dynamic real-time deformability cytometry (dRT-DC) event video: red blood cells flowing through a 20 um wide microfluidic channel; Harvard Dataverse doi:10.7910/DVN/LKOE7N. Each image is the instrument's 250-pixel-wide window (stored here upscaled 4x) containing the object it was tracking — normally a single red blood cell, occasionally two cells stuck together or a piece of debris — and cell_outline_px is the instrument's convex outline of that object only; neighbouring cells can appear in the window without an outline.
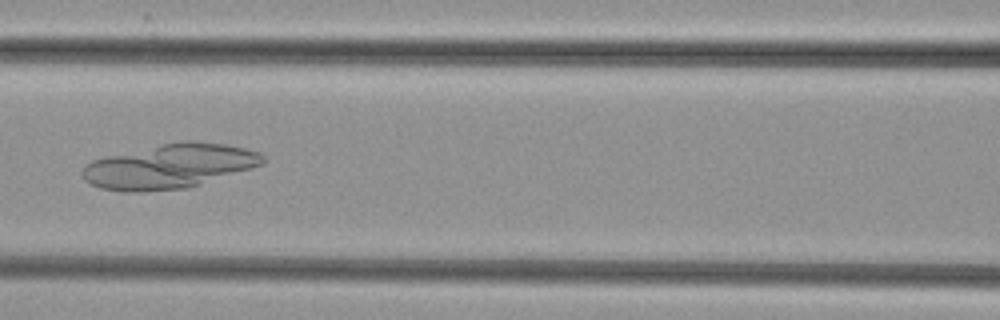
{"species": "common noctule bat (a hibernating species)", "species_latin": "Nyctalus noctula", "temperature_condition": "cold", "stored_images_in_passage": 35, "camera_frame_rate_fps": 3000, "um_per_image_px": 0.085, "animal": {"sex": "female", "body_mass_g": 29.2, "forearm_length_mm": 56.3}, "frame": {"image": 1, "passage_image": 7, "time_ms": 2.0, "image_size_px": [1000, 320], "cell_outline_px": [[264, 164], [252, 168], [188, 188], [140, 192], [124, 192], [100, 188], [88, 184], [84, 180], [80, 172], [84, 164], [92, 160], [104, 156], [160, 144], [184, 140], [192, 140], [228, 144], [260, 152], [264, 156]], "centroid_in_image_um": [14.37, 14.13], "position_along_channel_um": 152.2, "area_um2": 47.28}}
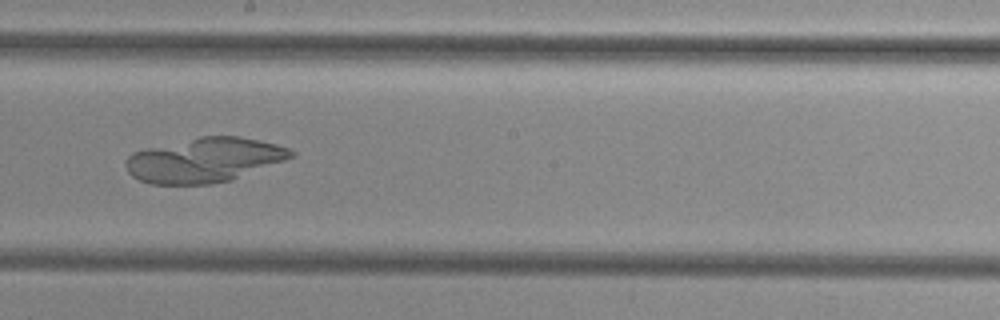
{"frame": {"image": 2, "passage_image": 13, "time_ms": 4.0, "image_size_px": [1000, 320], "cell_outline_px": [[296, 156], [232, 180], [212, 184], [152, 184], [140, 180], [132, 176], [128, 172], [124, 164], [124, 160], [132, 152], [148, 148], [200, 136], [240, 136], [260, 140], [276, 144], [288, 148], [296, 152]], "centroid_in_image_um": [17.38, 13.6], "position_along_channel_um": 230.8, "area_um2": 43.0}}
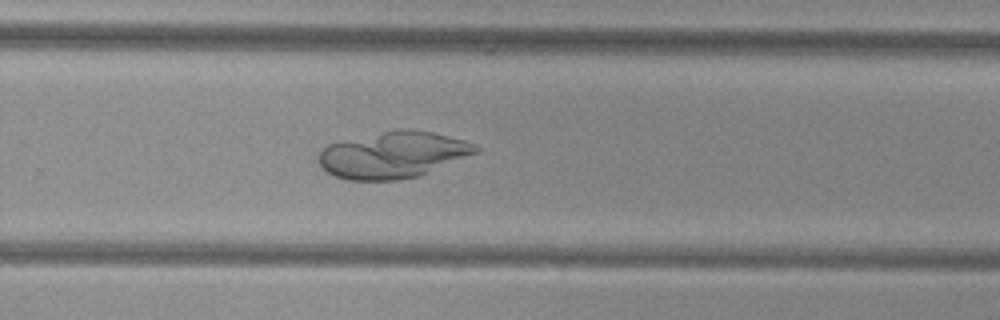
{"frame": {"image": 3, "passage_image": 18, "time_ms": 5.667, "image_size_px": [1000, 320], "cell_outline_px": [[480, 148], [476, 152], [420, 176], [400, 180], [348, 180], [332, 176], [320, 164], [320, 152], [328, 144], [396, 128], [408, 128], [432, 132], [464, 140], [476, 144]], "centroid_in_image_um": [33.41, 13.16], "position_along_channel_um": 296.4, "area_um2": 42.37}}